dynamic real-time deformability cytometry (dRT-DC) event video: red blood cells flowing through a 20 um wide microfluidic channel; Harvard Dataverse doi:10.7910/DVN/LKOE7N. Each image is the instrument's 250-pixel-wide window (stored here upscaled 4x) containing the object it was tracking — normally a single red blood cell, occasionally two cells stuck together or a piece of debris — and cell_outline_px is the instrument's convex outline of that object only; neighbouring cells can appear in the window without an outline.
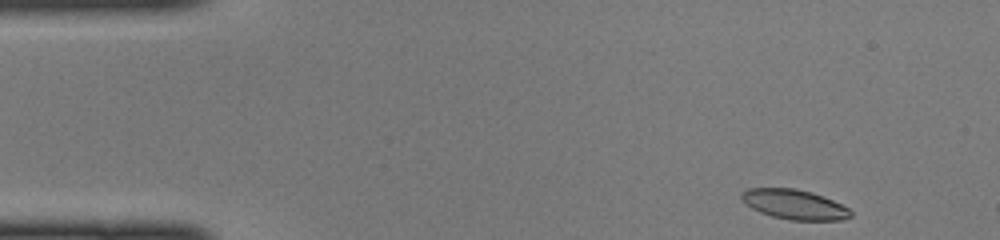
{"species": "common noctule bat (a hibernating species)", "species_latin": "Nyctalus noctula", "temperature_condition": "cold", "stored_images_in_passage": 6, "camera_frame_rate_fps": 3000, "um_per_image_px": 0.085, "animal": {"sex": "female", "body_mass_g": 22.0, "forearm_length_mm": 56.7}, "frame": {"image": 1, "passage_image": 1, "time_ms": 0.0, "image_size_px": [1000, 240], "cell_outline_px": [[852, 216], [844, 220], [788, 220], [772, 216], [760, 212], [752, 208], [740, 200], [740, 192], [748, 188], [796, 188], [812, 192], [832, 200], [848, 208], [852, 212]], "centroid_in_image_um": [67.49, 17.37], "position_along_channel_um": 17.5, "area_um2": 19.07}}